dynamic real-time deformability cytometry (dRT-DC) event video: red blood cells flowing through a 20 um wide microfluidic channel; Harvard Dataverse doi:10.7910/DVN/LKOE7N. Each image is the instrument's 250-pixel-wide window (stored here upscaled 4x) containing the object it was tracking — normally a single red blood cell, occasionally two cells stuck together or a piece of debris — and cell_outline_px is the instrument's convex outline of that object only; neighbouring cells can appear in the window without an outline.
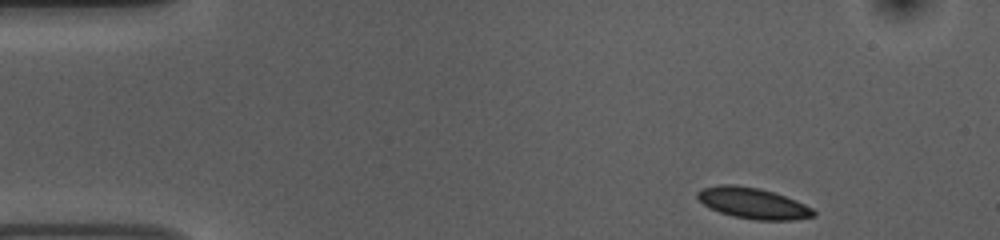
{"species": "common noctule bat (a hibernating species)", "species_latin": "Nyctalus noctula", "temperature_condition": "room temperature", "stored_images_in_passage": 6, "camera_frame_rate_fps": 3000, "um_per_image_px": 0.085, "animal": {"sex": "female", "body_mass_g": 10.0, "forearm_length_mm": 53.1}, "frame": {"image": 1, "passage_image": 1, "time_ms": 0.0, "image_size_px": [1000, 240], "cell_outline_px": [[816, 216], [792, 220], [756, 220], [732, 216], [720, 212], [704, 204], [696, 196], [696, 192], [700, 188], [720, 184], [736, 184], [760, 188], [796, 200], [812, 208], [816, 212]], "centroid_in_image_um": [63.99, 17.26], "position_along_channel_um": 21.0, "area_um2": 20.98}}